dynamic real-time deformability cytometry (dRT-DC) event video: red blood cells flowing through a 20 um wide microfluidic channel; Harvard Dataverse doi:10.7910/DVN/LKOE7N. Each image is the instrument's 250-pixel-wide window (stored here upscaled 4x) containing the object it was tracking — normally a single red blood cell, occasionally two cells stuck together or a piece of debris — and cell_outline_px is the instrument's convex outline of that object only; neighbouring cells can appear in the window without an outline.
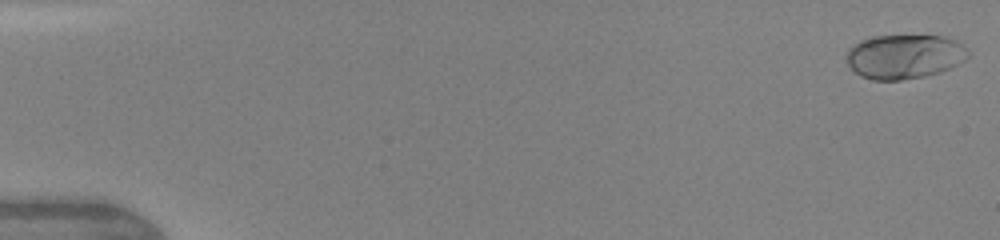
{"species": "human", "species_latin": "Homo sapiens", "temperature_condition": "warm", "stored_images_in_passage": 8, "camera_frame_rate_fps": 3000, "um_per_image_px": 0.085, "donor": {"sex": "female"}, "frame": {"image": 1, "passage_image": 1, "time_ms": 0.0, "image_size_px": [1000, 240], "cell_outline_px": [[968, 56], [964, 60], [940, 72], [924, 76], [900, 80], [872, 80], [860, 76], [848, 64], [848, 48], [860, 40], [872, 36], [940, 36], [956, 40], [968, 52]], "centroid_in_image_um": [76.84, 4.81], "position_along_channel_um": 8.2, "area_um2": 31.04}}
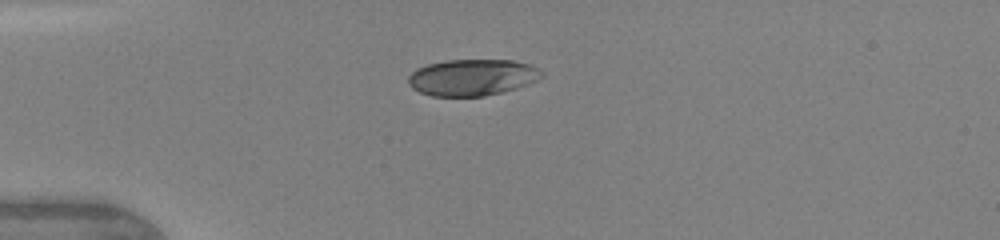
{"frame": {"image": 2, "passage_image": 5, "time_ms": 4.0, "image_size_px": [1000, 240], "cell_outline_px": [[544, 76], [536, 80], [516, 88], [484, 96], [432, 96], [420, 92], [412, 88], [408, 84], [408, 76], [416, 68], [428, 64], [448, 60], [512, 60], [528, 64], [544, 72]], "centroid_in_image_um": [40.11, 6.57], "position_along_channel_um": 44.9, "area_um2": 28.21}}